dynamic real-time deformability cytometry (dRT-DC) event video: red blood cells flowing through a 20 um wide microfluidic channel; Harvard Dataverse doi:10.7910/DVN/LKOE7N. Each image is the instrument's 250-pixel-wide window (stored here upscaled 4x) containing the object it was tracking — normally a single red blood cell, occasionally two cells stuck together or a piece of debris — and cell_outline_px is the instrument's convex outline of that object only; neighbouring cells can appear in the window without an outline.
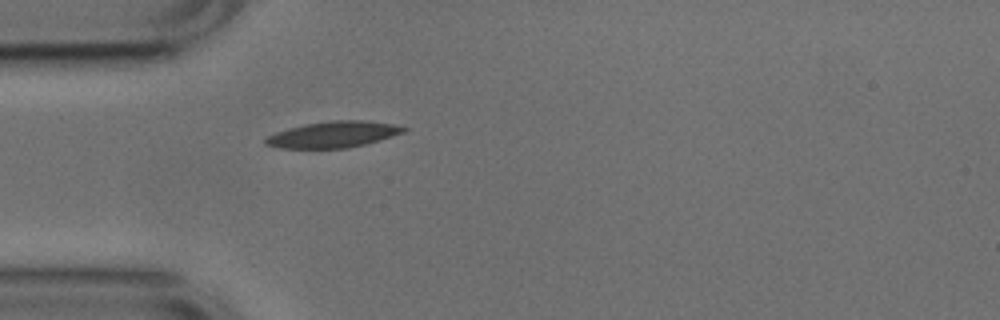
{"species": "common noctule bat (a hibernating species)", "species_latin": "Nyctalus noctula", "temperature_condition": "cold", "stored_images_in_passage": 39, "camera_frame_rate_fps": 3000, "um_per_image_px": 0.085, "animal": {"sex": "male", "body_mass_g": 17.9, "forearm_length_mm": 54.2}, "frame": {"image": 1, "passage_image": 1, "time_ms": 0.0, "image_size_px": [1000, 320], "cell_outline_px": [[408, 128], [404, 132], [380, 140], [348, 148], [280, 148], [264, 144], [264, 140], [268, 136], [276, 132], [288, 128], [304, 124], [332, 120], [360, 120], [392, 124]], "centroid_in_image_um": [28.3, 11.43], "position_along_channel_um": 56.7, "area_um2": 20.92}}
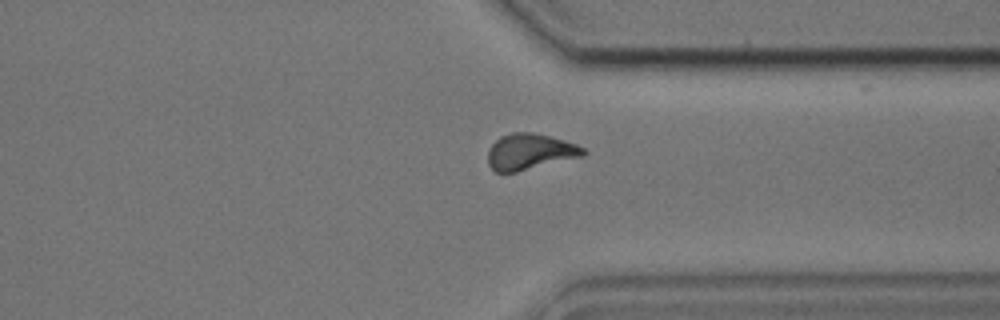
{"frame": {"image": 2, "passage_image": 26, "time_ms": 8.333, "image_size_px": [1000, 320], "cell_outline_px": [[588, 152], [584, 156], [516, 172], [496, 172], [488, 164], [488, 152], [492, 144], [500, 136], [512, 132], [532, 132], [564, 140], [576, 144], [584, 148]], "centroid_in_image_um": [45.05, 12.89], "position_along_channel_um": 366.3, "area_um2": 20.0}}
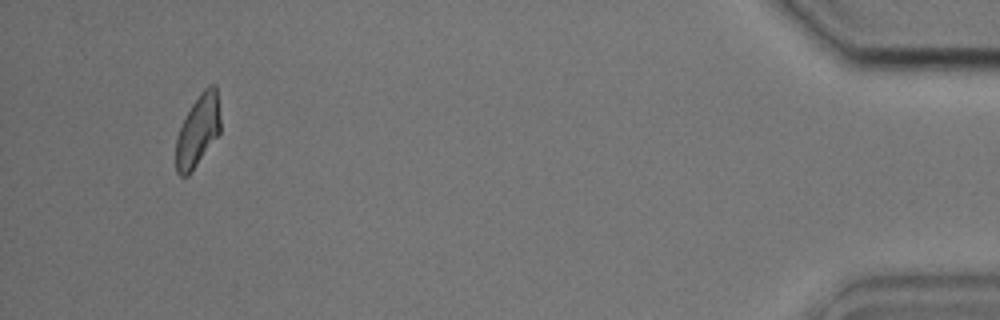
{"frame": {"image": 3, "passage_image": 36, "time_ms": 11.667, "image_size_px": [1000, 320], "cell_outline_px": [[220, 132], [188, 176], [180, 176], [176, 172], [176, 140], [180, 128], [192, 104], [200, 92], [208, 84], [216, 84], [220, 116]], "centroid_in_image_um": [16.83, 11.08], "position_along_channel_um": 418.4, "area_um2": 18.38}, "authors_computed_cell_mechanics": {"area_um2": 19.7676, "velocity_mm_per_s": 3.7608, "shape_relaxation_time_tau1_ms": 3.6322, "shape_relaxation_time_tau2_ms": 1.6768, "deformation_change_tau1": 0.1374, "deformation_change_tau2": 0.0852}}